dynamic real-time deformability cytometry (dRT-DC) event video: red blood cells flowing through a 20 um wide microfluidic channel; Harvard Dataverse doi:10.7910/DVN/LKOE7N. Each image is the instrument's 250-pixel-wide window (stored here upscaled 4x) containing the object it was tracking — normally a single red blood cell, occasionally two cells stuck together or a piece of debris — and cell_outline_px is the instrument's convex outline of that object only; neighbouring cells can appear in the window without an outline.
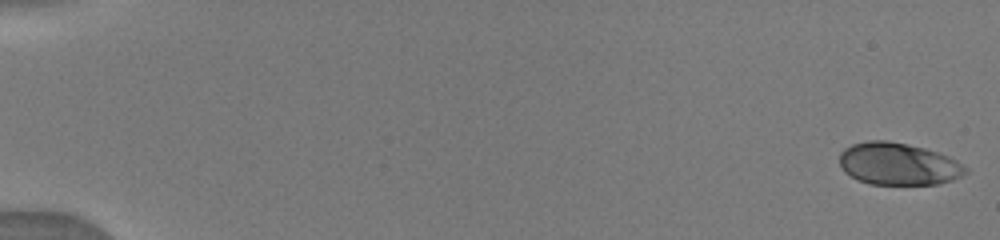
{"species": "human", "species_latin": "Homo sapiens", "temperature_condition": "warm", "stored_images_in_passage": 45, "camera_frame_rate_fps": 3000, "um_per_image_px": 0.085, "donor": {"sex": "male"}, "frame": {"image": 1, "passage_image": 1, "time_ms": 0.0, "image_size_px": [1000, 240], "cell_outline_px": [[968, 172], [952, 180], [936, 184], [868, 184], [844, 172], [840, 164], [840, 152], [844, 148], [852, 144], [868, 140], [888, 140], [908, 144], [924, 148], [948, 156], [956, 160], [968, 168]], "centroid_in_image_um": [76.34, 13.92], "position_along_channel_um": 8.7, "area_um2": 30.98}}
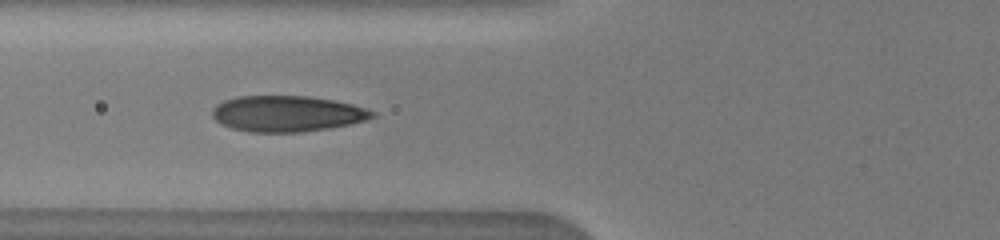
{"frame": {"image": 2, "passage_image": 33, "time_ms": 6.667, "image_size_px": [1000, 240], "cell_outline_px": [[376, 116], [352, 124], [328, 128], [300, 132], [248, 132], [232, 128], [220, 124], [212, 116], [212, 108], [216, 104], [224, 100], [236, 96], [308, 96], [332, 100], [352, 104], [368, 108], [376, 112]], "centroid_in_image_um": [24.39, 9.66], "position_along_channel_um": 101.4, "area_um2": 33.7}}
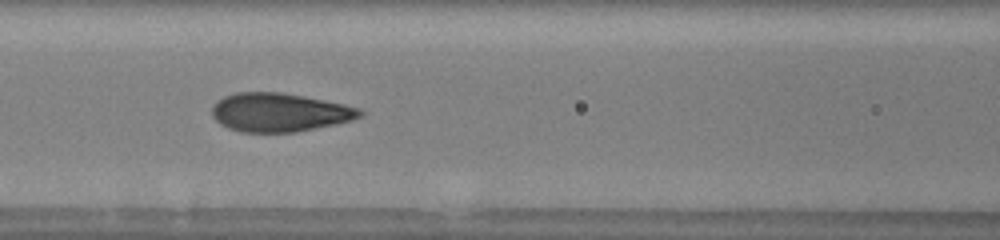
{"frame": {"image": 3, "passage_image": 38, "time_ms": 7.667, "image_size_px": [1000, 240], "cell_outline_px": [[364, 116], [352, 120], [336, 124], [296, 132], [240, 132], [228, 128], [220, 124], [212, 116], [212, 108], [216, 100], [224, 96], [236, 92], [280, 92], [304, 96], [344, 104], [360, 108], [364, 112]], "centroid_in_image_um": [23.76, 9.55], "position_along_channel_um": 142.8, "area_um2": 33.52}}